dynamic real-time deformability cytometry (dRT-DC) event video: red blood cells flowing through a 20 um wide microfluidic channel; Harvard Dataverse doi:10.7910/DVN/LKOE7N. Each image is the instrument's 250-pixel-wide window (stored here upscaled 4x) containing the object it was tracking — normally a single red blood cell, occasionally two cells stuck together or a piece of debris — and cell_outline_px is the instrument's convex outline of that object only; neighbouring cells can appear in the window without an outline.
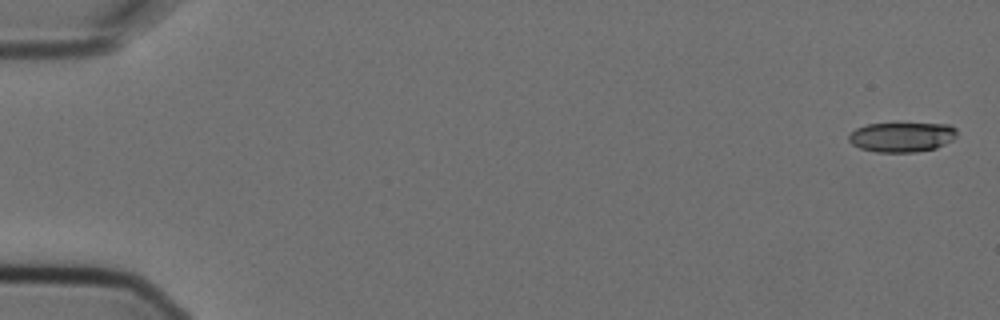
{"species": "Egyptian fruit bat (a non-hibernating species)", "species_latin": "Rousettus aegyptiacus", "temperature_condition": "cold", "stored_images_in_passage": 11, "camera_frame_rate_fps": 3000, "um_per_image_px": 0.085, "animal": {"sex": "female"}, "frame": {"image": 1, "passage_image": 1, "time_ms": 0.0, "image_size_px": [1000, 320], "cell_outline_px": [[956, 136], [952, 140], [936, 148], [916, 152], [876, 152], [860, 148], [852, 144], [848, 140], [848, 136], [856, 128], [868, 124], [948, 124], [956, 128]], "centroid_in_image_um": [76.65, 11.65], "position_along_channel_um": 8.4, "area_um2": 18.61}}
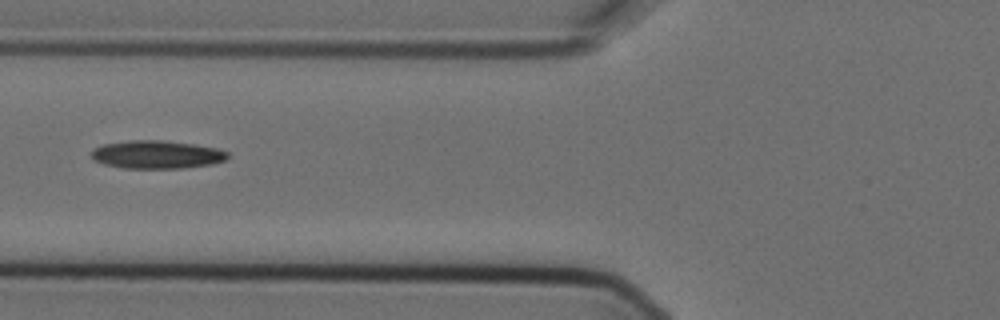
{"frame": {"image": 2, "passage_image": 6, "time_ms": 1.667, "image_size_px": [1000, 320], "cell_outline_px": [[228, 156], [224, 160], [212, 164], [184, 168], [124, 168], [104, 164], [92, 160], [92, 148], [104, 144], [128, 140], [160, 140], [192, 144], [216, 148], [228, 152]], "centroid_in_image_um": [13.29, 13.14], "position_along_channel_um": 112.5, "area_um2": 22.25}}
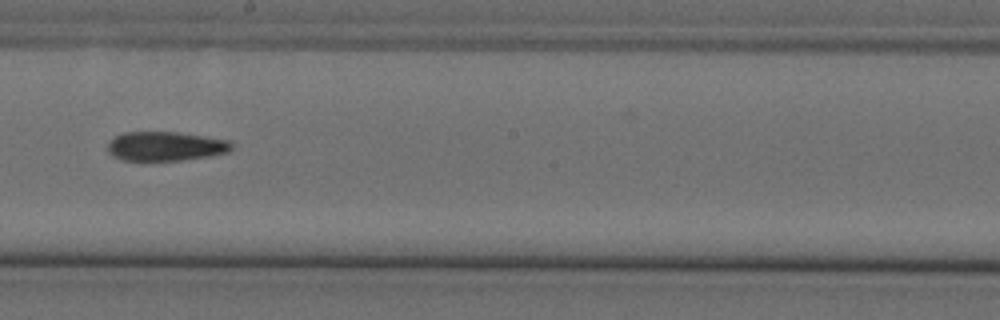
{"frame": {"image": 3, "passage_image": 9, "time_ms": 2.667, "image_size_px": [1000, 320], "cell_outline_px": [[232, 148], [228, 152], [208, 156], [180, 160], [120, 160], [112, 156], [108, 152], [108, 144], [116, 136], [124, 132], [176, 132], [228, 140], [232, 144]], "centroid_in_image_um": [14.04, 12.43], "position_along_channel_um": 234.2, "area_um2": 20.87}}